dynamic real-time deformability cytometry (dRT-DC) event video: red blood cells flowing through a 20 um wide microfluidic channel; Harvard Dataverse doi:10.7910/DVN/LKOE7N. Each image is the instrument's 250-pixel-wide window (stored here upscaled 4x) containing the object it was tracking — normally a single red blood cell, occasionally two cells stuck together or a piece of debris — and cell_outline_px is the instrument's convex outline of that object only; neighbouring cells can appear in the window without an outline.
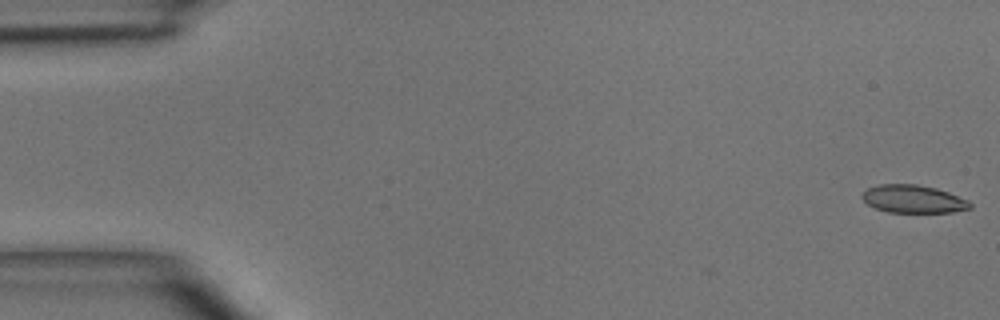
{"species": "common noctule bat (a hibernating species)", "species_latin": "Nyctalus noctula", "temperature_condition": "room temperature", "stored_images_in_passage": 4, "camera_frame_rate_fps": 3000, "um_per_image_px": 0.085, "animal": {"sex": "male", "body_mass_g": 15.6}, "frame": {"image": 1, "passage_image": 1, "time_ms": 0.0, "image_size_px": [1000, 320], "cell_outline_px": [[972, 208], [952, 212], [888, 212], [876, 208], [868, 204], [860, 196], [868, 188], [880, 184], [916, 184], [936, 188], [948, 192], [968, 200], [972, 204]], "centroid_in_image_um": [77.64, 16.91], "position_along_channel_um": 7.4, "area_um2": 17.46}}
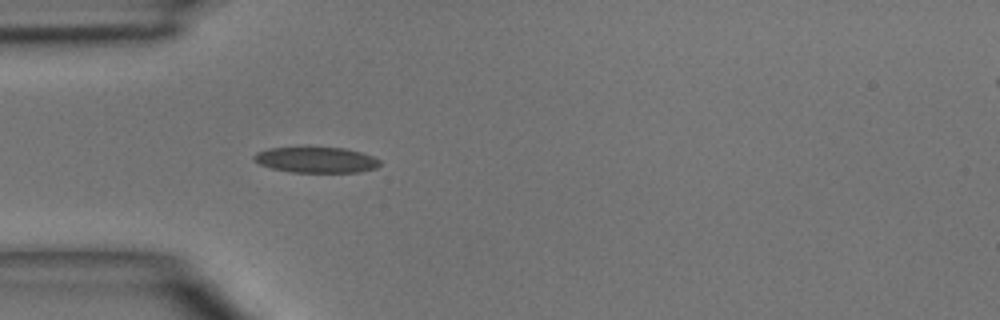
{"frame": {"image": 2, "passage_image": 4, "time_ms": 4.333, "image_size_px": [1000, 320], "cell_outline_px": [[380, 164], [376, 168], [356, 172], [292, 172], [272, 168], [260, 164], [252, 160], [252, 156], [256, 152], [268, 148], [344, 148], [360, 152], [372, 156], [380, 160]], "centroid_in_image_um": [26.84, 13.59], "position_along_channel_um": 58.2, "area_um2": 18.67}}